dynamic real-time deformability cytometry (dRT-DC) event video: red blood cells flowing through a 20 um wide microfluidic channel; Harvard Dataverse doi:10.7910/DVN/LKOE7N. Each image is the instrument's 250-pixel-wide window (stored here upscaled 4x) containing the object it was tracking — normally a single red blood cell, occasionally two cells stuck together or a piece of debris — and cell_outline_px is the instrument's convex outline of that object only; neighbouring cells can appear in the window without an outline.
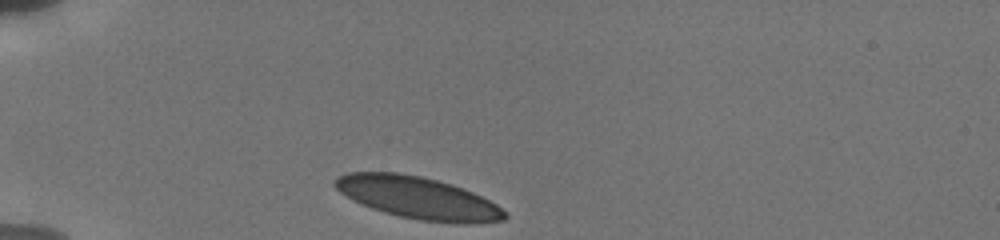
{"species": "human", "species_latin": "Homo sapiens", "temperature_condition": "cold", "stored_images_in_passage": 29, "camera_frame_rate_fps": 3000, "um_per_image_px": 0.085, "donor": {"sex": "male"}, "frame": {"image": 1, "passage_image": 1, "time_ms": 0.0, "image_size_px": [1000, 240], "cell_outline_px": [[508, 216], [504, 220], [468, 224], [464, 224], [420, 220], [400, 216], [384, 212], [372, 208], [352, 200], [340, 192], [332, 184], [336, 176], [348, 172], [400, 172], [420, 176], [452, 184], [472, 192], [496, 204], [508, 212]], "centroid_in_image_um": [35.52, 16.81], "position_along_channel_um": 49.5, "area_um2": 41.67}}
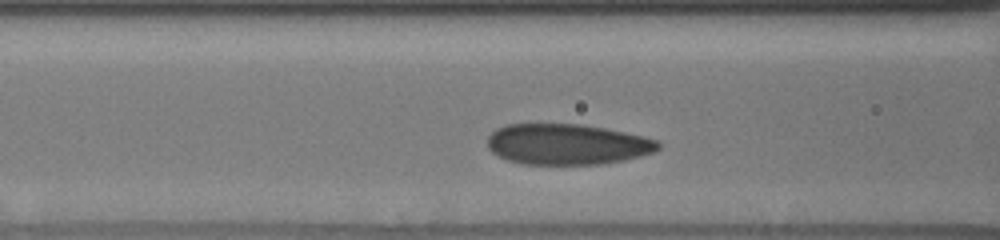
{"frame": {"image": 2, "passage_image": 9, "time_ms": 2.667, "image_size_px": [1000, 240], "cell_outline_px": [[660, 148], [652, 152], [640, 156], [624, 160], [600, 164], [524, 164], [508, 160], [492, 152], [488, 148], [488, 136], [496, 128], [508, 124], [580, 124], [604, 128], [624, 132], [656, 140], [660, 144]], "centroid_in_image_um": [48.18, 12.26], "position_along_channel_um": 118.4, "area_um2": 40.29}}
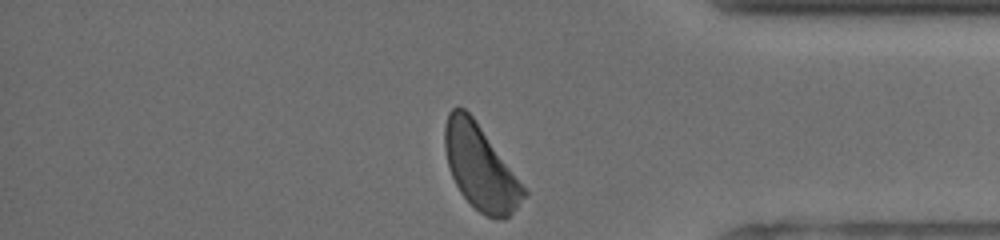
{"frame": {"image": 3, "passage_image": 29, "time_ms": 10.333, "image_size_px": [1000, 240], "cell_outline_px": [[528, 192], [516, 208], [504, 220], [496, 220], [484, 216], [460, 192], [452, 176], [448, 164], [444, 148], [444, 124], [448, 112], [452, 108], [464, 108], [472, 116]], "centroid_in_image_um": [40.8, 14.24], "position_along_channel_um": 394.4, "area_um2": 38.21}, "authors_computed_cell_mechanics": {"area_um2": 41.038, "velocity_mm_per_s": 3.7748, "shape_relaxation_time_tau1_ms": 2.556, "shape_relaxation_time_tau2_ms": 6.9792, "deformation_change_tau1": 0.0857, "deformation_change_tau2": 0.0734}}